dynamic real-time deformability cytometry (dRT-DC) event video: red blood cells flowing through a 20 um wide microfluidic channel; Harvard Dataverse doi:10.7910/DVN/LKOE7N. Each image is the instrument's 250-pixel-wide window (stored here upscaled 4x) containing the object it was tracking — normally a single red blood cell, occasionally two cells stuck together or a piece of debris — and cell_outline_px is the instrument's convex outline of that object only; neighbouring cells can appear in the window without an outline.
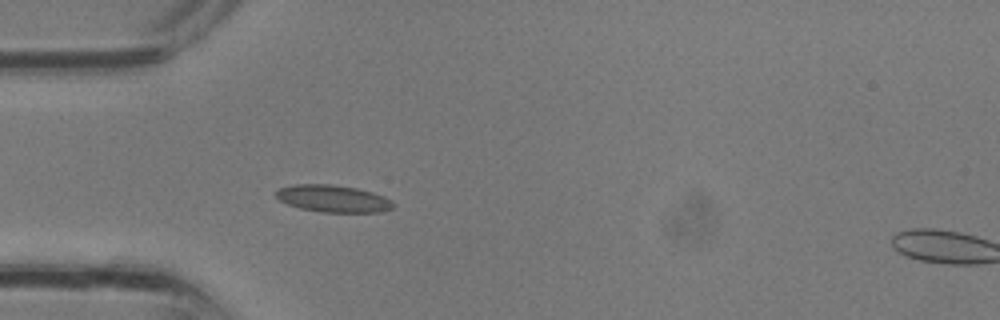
{"species": "common noctule bat (a hibernating species)", "species_latin": "Nyctalus noctula", "temperature_condition": "room temperature", "stored_images_in_passage": 10, "camera_frame_rate_fps": 3000, "um_per_image_px": 0.085, "animal": {"sex": "male", "body_mass_g": 13.3}, "frame": {"image": 1, "passage_image": 9, "time_ms": 2.667, "image_size_px": [1000, 320], "cell_outline_px": [[396, 204], [392, 208], [380, 212], [320, 212], [300, 208], [288, 204], [280, 200], [276, 196], [276, 192], [280, 188], [292, 184], [332, 184], [356, 188], [372, 192], [384, 196], [392, 200]], "centroid_in_image_um": [28.34, 16.88], "position_along_channel_um": 56.7, "area_um2": 18.55}}